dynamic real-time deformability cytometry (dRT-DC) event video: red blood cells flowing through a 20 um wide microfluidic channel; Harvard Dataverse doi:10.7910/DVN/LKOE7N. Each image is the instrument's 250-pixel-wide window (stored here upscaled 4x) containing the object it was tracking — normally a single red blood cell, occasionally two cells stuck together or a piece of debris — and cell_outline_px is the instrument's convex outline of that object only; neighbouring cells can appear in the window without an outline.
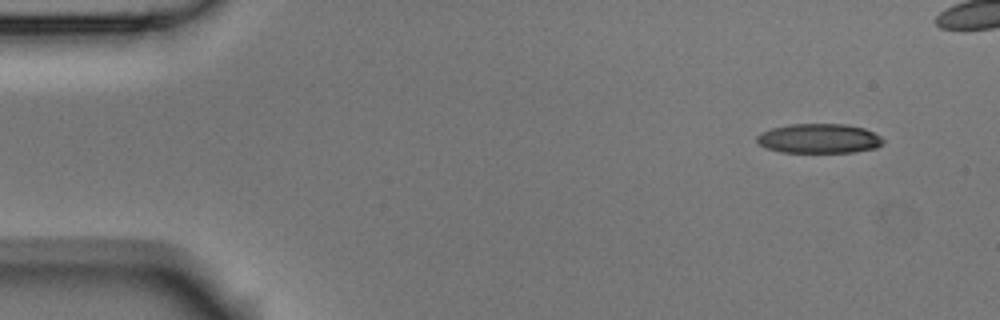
{"species": "Egyptian fruit bat (a non-hibernating species)", "species_latin": "Rousettus aegyptiacus", "temperature_condition": "room temperature", "stored_images_in_passage": 6, "camera_frame_rate_fps": 3000, "um_per_image_px": 0.085, "animal": {"sex": "male"}, "frame": {"image": 1, "passage_image": 6, "time_ms": 1.667, "image_size_px": [1000, 320], "cell_outline_px": [[884, 144], [876, 148], [852, 152], [780, 152], [768, 148], [760, 144], [756, 140], [756, 136], [760, 132], [772, 128], [788, 124], [844, 124], [864, 128], [880, 136], [884, 140]], "centroid_in_image_um": [69.62, 11.77], "position_along_channel_um": 15.4, "area_um2": 21.73}}